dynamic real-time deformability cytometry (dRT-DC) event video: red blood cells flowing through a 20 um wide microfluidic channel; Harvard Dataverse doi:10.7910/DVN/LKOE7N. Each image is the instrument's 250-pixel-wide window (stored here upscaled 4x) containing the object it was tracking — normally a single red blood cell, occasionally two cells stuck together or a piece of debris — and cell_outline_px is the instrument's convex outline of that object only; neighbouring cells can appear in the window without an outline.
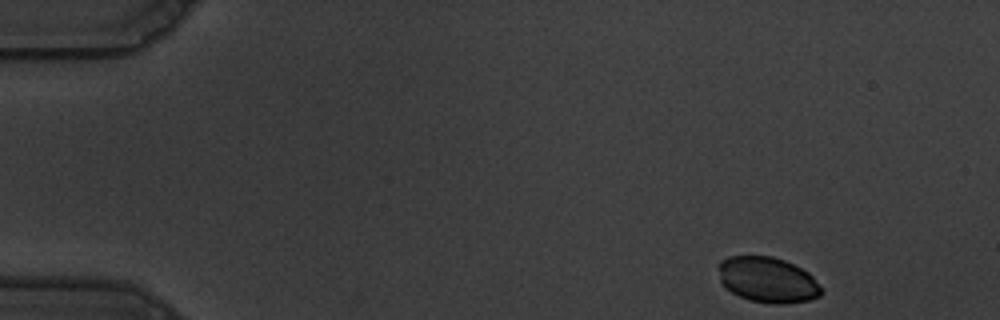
{"species": "common noctule bat (a hibernating species)", "species_latin": "Nyctalus noctula", "temperature_condition": "warm", "stored_images_in_passage": 52, "camera_frame_rate_fps": 3000, "um_per_image_px": 0.085, "animal": {"sex": "male", "body_mass_g": 19.5, "forearm_length_mm": 54.6}, "frame": {"image": 1, "passage_image": 1, "time_ms": 0.0, "image_size_px": [1000, 320], "cell_outline_px": [[824, 292], [820, 296], [808, 300], [780, 304], [772, 304], [752, 300], [740, 296], [724, 288], [720, 284], [716, 264], [720, 260], [728, 256], [772, 256], [784, 260], [808, 272], [812, 276]], "centroid_in_image_um": [65.19, 23.77], "position_along_channel_um": 19.8, "area_um2": 27.51}}
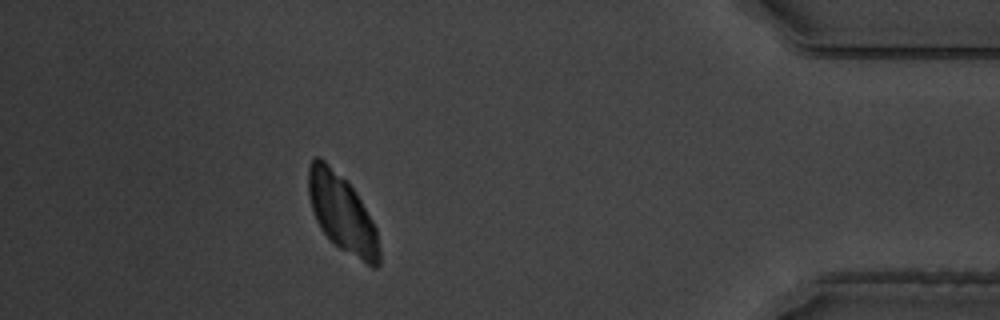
{"frame": {"image": 2, "passage_image": 46, "time_ms": 15.0, "image_size_px": [1000, 320], "cell_outline_px": [[380, 264], [376, 268], [372, 268], [340, 248], [320, 228], [312, 212], [308, 196], [308, 168], [312, 160], [316, 156], [320, 156], [356, 192], [372, 220], [376, 228], [380, 252]], "centroid_in_image_um": [29.07, 18.15], "position_along_channel_um": 406.1, "area_um2": 31.79}}